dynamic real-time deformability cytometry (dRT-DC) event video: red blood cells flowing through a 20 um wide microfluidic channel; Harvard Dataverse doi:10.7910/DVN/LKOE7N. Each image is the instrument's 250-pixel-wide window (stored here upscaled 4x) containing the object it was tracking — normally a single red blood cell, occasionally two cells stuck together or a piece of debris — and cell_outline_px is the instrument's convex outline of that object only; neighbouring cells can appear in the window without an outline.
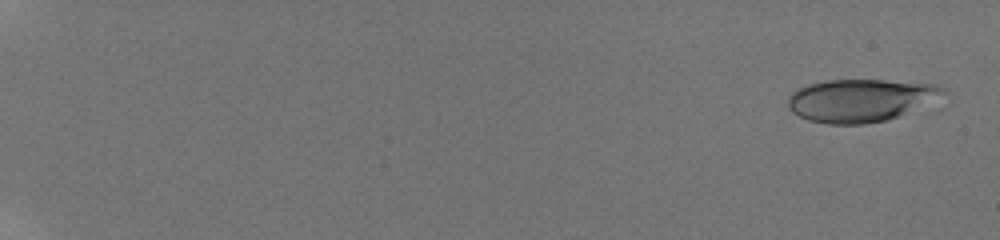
{"species": "human", "species_latin": "Homo sapiens", "temperature_condition": "room temperature", "stored_images_in_passage": 51, "camera_frame_rate_fps": 3000, "um_per_image_px": 0.085, "donor": {"sex": "male"}, "frame": {"image": 1, "passage_image": 2, "time_ms": 0.333, "image_size_px": [1000, 240], "cell_outline_px": [[948, 92], [896, 116], [884, 120], [864, 124], [828, 124], [808, 120], [792, 112], [788, 108], [788, 96], [796, 88], [808, 84], [828, 80], [884, 80], [936, 84], [944, 88]], "centroid_in_image_um": [73.04, 8.51], "position_along_channel_um": 12.0, "area_um2": 38.03}}
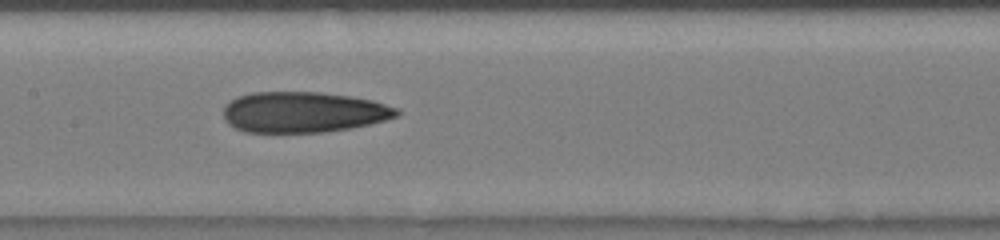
{"frame": {"image": 2, "passage_image": 26, "time_ms": 10.333, "image_size_px": [1000, 240], "cell_outline_px": [[400, 112], [396, 116], [384, 120], [352, 128], [324, 132], [244, 132], [228, 124], [224, 120], [224, 108], [236, 96], [252, 92], [320, 92], [348, 96], [372, 100], [400, 108]], "centroid_in_image_um": [25.78, 9.53], "position_along_channel_um": 181.6, "area_um2": 41.15}}
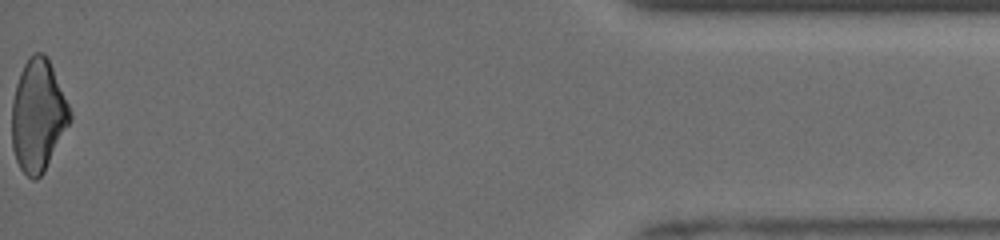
{"frame": {"image": 3, "passage_image": 51, "time_ms": 18.333, "image_size_px": [1000, 240], "cell_outline_px": [[72, 120], [44, 172], [36, 180], [32, 180], [20, 168], [16, 160], [12, 148], [12, 100], [16, 84], [20, 72], [28, 56], [36, 52], [44, 52], [48, 56], [72, 112]], "centroid_in_image_um": [3.24, 9.8], "position_along_channel_um": 432.0, "area_um2": 38.32}, "authors_computed_cell_mechanics": {"area_um2": 39.7664, "velocity_mm_per_s": 3.9749, "shape_relaxation_time_tau1_ms": null, "shape_relaxation_time_tau2_ms": 3.3621, "deformation_change_tau1": null, "deformation_change_tau2": 0.1346}}